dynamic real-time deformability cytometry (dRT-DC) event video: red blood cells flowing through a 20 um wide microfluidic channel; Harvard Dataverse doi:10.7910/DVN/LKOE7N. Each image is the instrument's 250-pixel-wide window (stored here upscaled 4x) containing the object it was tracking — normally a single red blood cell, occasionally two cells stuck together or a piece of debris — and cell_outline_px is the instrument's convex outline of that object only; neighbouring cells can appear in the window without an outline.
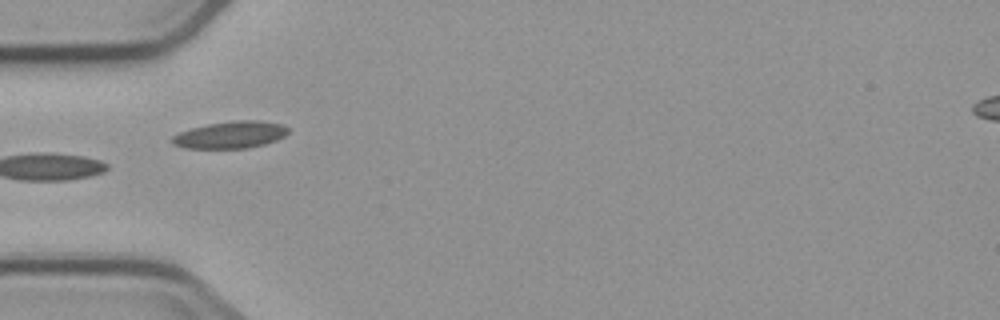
{"species": "common noctule bat (a hibernating species)", "species_latin": "Nyctalus noctula", "temperature_condition": "cold", "stored_images_in_passage": 7, "camera_frame_rate_fps": 3000, "um_per_image_px": 0.085, "animal": {"sex": "male", "body_mass_g": 23.1, "forearm_length_mm": 52.7}, "frame": {"image": 1, "passage_image": 3, "time_ms": 2.333, "image_size_px": [1000, 320], "cell_outline_px": [[288, 132], [284, 136], [276, 140], [264, 144], [248, 148], [184, 148], [172, 144], [172, 136], [180, 132], [192, 128], [208, 124], [232, 120], [260, 120], [284, 124], [288, 128]], "centroid_in_image_um": [19.61, 11.45], "position_along_channel_um": 65.4, "area_um2": 18.32}}
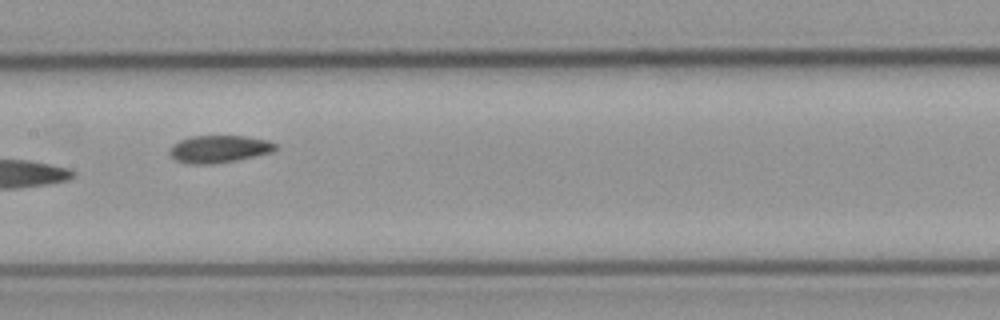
{"frame": {"image": 2, "passage_image": 6, "time_ms": 5.667, "image_size_px": [1000, 320], "cell_outline_px": [[276, 148], [272, 152], [236, 160], [212, 164], [184, 164], [176, 160], [168, 152], [180, 140], [192, 136], [244, 136], [268, 140], [276, 144]], "centroid_in_image_um": [18.62, 12.67], "position_along_channel_um": 188.8, "area_um2": 16.7}}
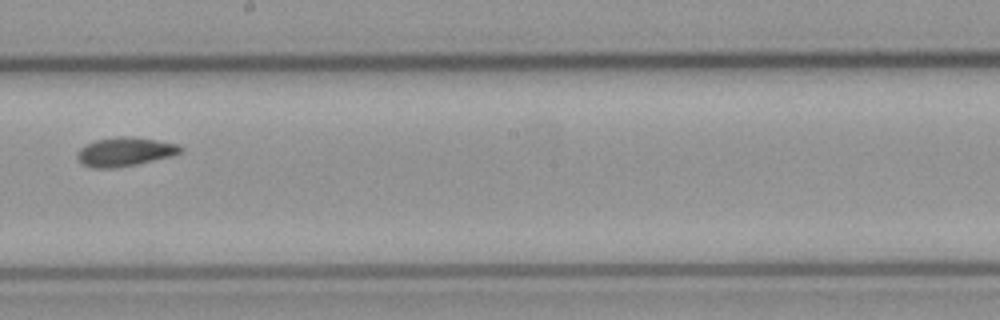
{"frame": {"image": 3, "passage_image": 7, "time_ms": 7.0, "image_size_px": [1000, 320], "cell_outline_px": [[184, 148], [180, 152], [172, 156], [136, 164], [112, 168], [92, 168], [84, 164], [76, 156], [80, 148], [96, 140], [116, 136], [132, 136], [156, 140], [176, 144]], "centroid_in_image_um": [10.62, 12.89], "position_along_channel_um": 237.6, "area_um2": 17.17}}